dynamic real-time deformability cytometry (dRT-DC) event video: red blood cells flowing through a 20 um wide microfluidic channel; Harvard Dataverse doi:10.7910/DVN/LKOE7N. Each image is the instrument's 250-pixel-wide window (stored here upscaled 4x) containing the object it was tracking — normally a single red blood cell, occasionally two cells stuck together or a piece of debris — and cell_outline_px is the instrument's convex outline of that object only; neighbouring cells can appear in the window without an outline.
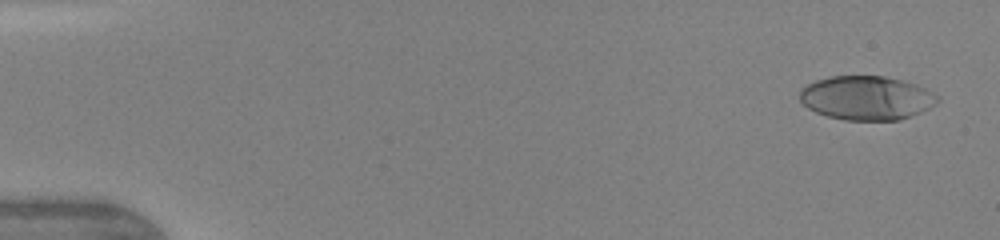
{"species": "human", "species_latin": "Homo sapiens", "temperature_condition": "warm", "stored_images_in_passage": 46, "camera_frame_rate_fps": 3000, "um_per_image_px": 0.085, "donor": {"sex": "female"}, "frame": {"image": 1, "passage_image": 2, "time_ms": 0.333, "image_size_px": [1000, 240], "cell_outline_px": [[940, 100], [936, 104], [920, 112], [900, 120], [844, 120], [828, 116], [816, 112], [808, 108], [800, 100], [800, 88], [816, 80], [828, 76], [884, 76], [916, 84], [940, 96]], "centroid_in_image_um": [73.65, 8.32], "position_along_channel_um": 11.3, "area_um2": 35.32}}
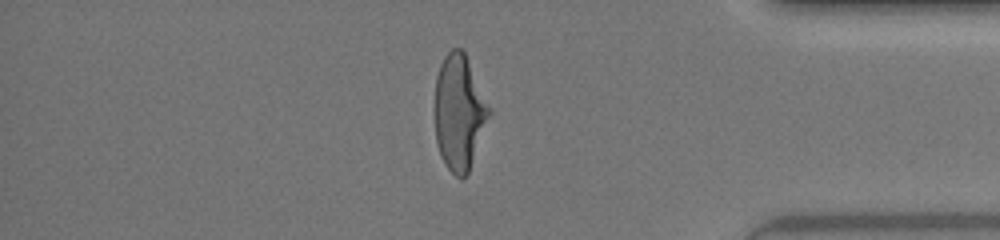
{"frame": {"image": 2, "passage_image": 38, "time_ms": 13.0, "image_size_px": [1000, 240], "cell_outline_px": [[492, 112], [468, 172], [464, 176], [456, 176], [444, 164], [440, 156], [436, 144], [436, 76], [440, 64], [444, 56], [452, 48], [460, 48], [464, 52], [492, 108]], "centroid_in_image_um": [39.05, 9.53], "position_along_channel_um": 396.1, "area_um2": 36.36}}
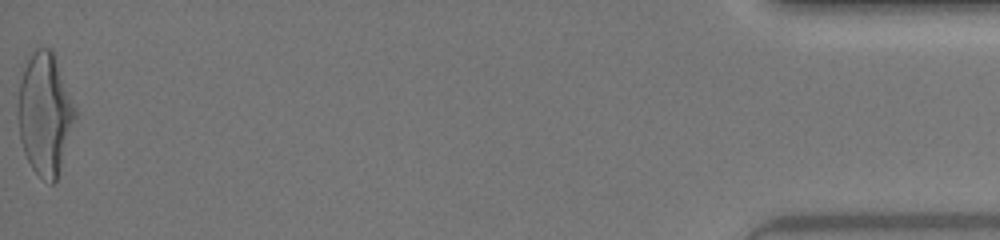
{"frame": {"image": 3, "passage_image": 46, "time_ms": 15.333, "image_size_px": [1000, 240], "cell_outline_px": [[76, 116], [56, 180], [52, 184], [48, 184], [32, 168], [24, 152], [20, 140], [16, 112], [16, 104], [20, 80], [24, 68], [32, 52], [36, 48], [52, 48], [76, 108]], "centroid_in_image_um": [3.79, 9.66], "position_along_channel_um": 431.4, "area_um2": 40.63}, "authors_computed_cell_mechanics": {"area_um2": 36.125, "velocity_mm_per_s": 4.3292, "shape_relaxation_time_tau1_ms": 3.6721, "shape_relaxation_time_tau2_ms": 0.6974, "deformation_change_tau1": 0.2219, "deformation_change_tau2": 0.0867}}